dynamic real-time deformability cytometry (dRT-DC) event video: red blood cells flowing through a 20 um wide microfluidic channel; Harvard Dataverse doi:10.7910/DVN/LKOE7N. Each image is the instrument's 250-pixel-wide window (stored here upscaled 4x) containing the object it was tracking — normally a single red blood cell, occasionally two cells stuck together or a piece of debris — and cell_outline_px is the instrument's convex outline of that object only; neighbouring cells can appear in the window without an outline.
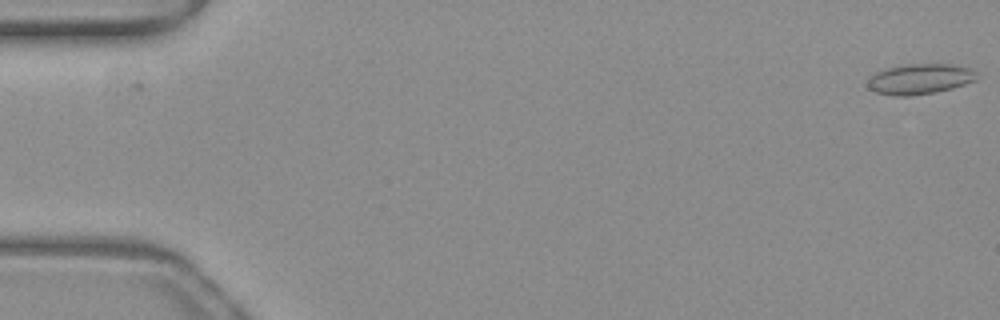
{"species": "common noctule bat (a hibernating species)", "species_latin": "Nyctalus noctula", "temperature_condition": "warm", "stored_images_in_passage": 47, "camera_frame_rate_fps": 3000, "um_per_image_px": 0.085, "animal": {"sex": "female", "body_mass_g": 19.3, "forearm_length_mm": 54.1}, "frame": {"image": 1, "passage_image": 1, "time_ms": 0.0, "image_size_px": [1000, 320], "cell_outline_px": [[976, 80], [952, 88], [932, 92], [908, 96], [896, 96], [876, 92], [868, 88], [868, 76], [876, 72], [888, 68], [908, 64], [952, 64], [972, 68], [976, 72]], "centroid_in_image_um": [78.18, 6.7], "position_along_channel_um": 6.8, "area_um2": 19.19}}
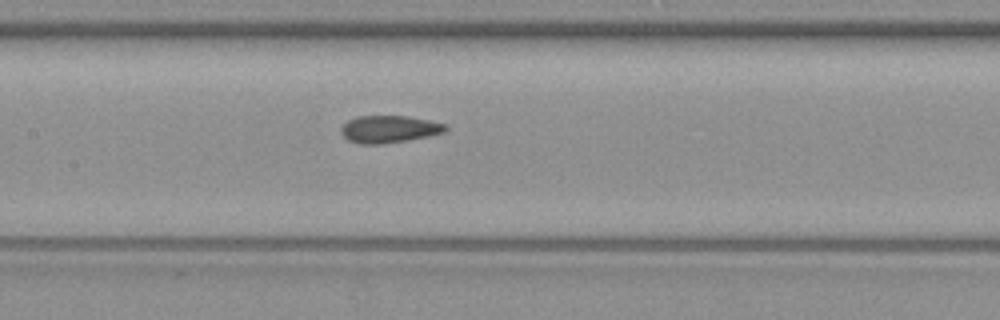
{"frame": {"image": 2, "passage_image": 25, "time_ms": 8.0, "image_size_px": [1000, 320], "cell_outline_px": [[448, 128], [444, 132], [428, 136], [408, 140], [384, 144], [360, 144], [348, 140], [340, 132], [340, 128], [348, 120], [356, 116], [408, 116], [428, 120], [444, 124]], "centroid_in_image_um": [33.04, 10.98], "position_along_channel_um": 174.4, "area_um2": 16.59}}
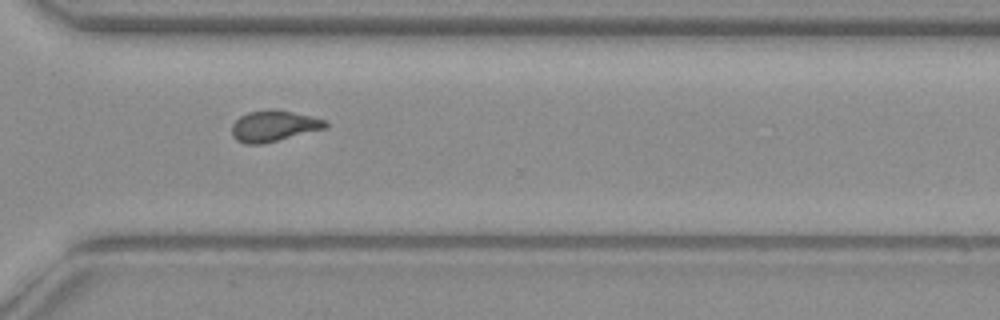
{"frame": {"image": 3, "passage_image": 38, "time_ms": 12.333, "image_size_px": [1000, 320], "cell_outline_px": [[328, 128], [260, 144], [244, 144], [236, 140], [232, 136], [232, 124], [240, 116], [248, 112], [288, 112], [328, 120]], "centroid_in_image_um": [23.27, 10.76], "position_along_channel_um": 347.3, "area_um2": 16.24}}